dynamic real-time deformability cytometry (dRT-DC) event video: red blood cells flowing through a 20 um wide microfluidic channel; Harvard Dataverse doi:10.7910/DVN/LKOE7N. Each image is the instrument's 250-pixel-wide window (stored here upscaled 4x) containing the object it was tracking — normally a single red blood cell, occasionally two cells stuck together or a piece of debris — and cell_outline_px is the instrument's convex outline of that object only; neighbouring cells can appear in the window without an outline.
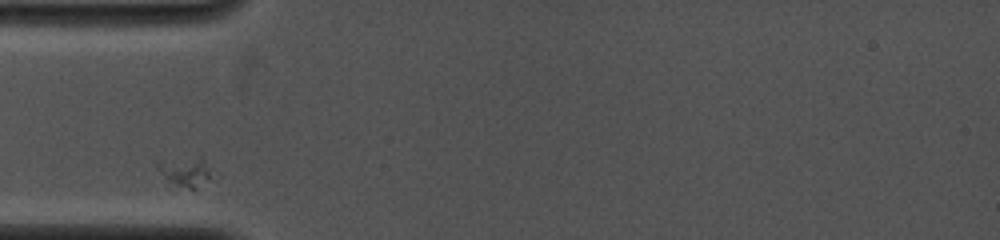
{"species": "common noctule bat (a hibernating species)", "species_latin": "Nyctalus noctula", "temperature_condition": "cold", "stored_images_in_passage": 2, "camera_frame_rate_fps": 4000, "um_per_image_px": 0.085, "animal": {"sex": "female", "body_mass_g": 19.0, "forearm_length_mm": 53.3}, "frame": {"image": 1, "passage_image": 1, "time_ms": 0.0, "image_size_px": [1000, 240], "cell_outline_px": [[220, 176], [196, 188], [172, 192], [164, 188], [156, 164], [200, 156], [220, 172]], "centroid_in_image_um": [15.85, 14.77], "position_along_channel_um": 69.1, "area_um2": 11.1}}